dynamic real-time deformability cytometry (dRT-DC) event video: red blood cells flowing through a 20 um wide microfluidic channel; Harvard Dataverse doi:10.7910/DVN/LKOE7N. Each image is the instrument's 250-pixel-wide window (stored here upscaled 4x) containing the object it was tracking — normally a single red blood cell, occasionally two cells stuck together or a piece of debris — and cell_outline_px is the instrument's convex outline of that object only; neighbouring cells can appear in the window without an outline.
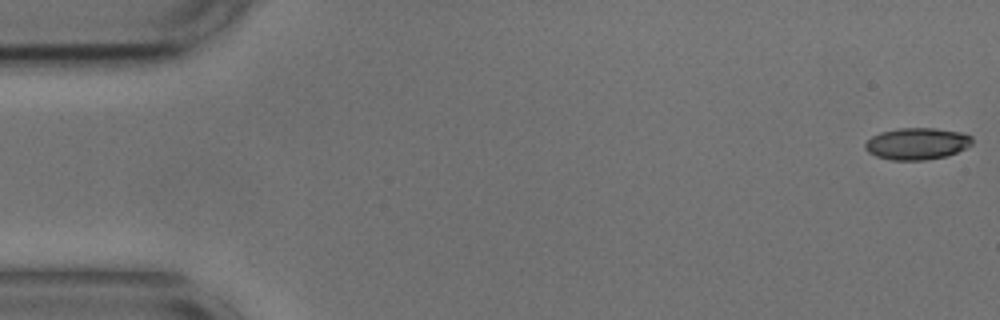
{"species": "common noctule bat (a hibernating species)", "species_latin": "Nyctalus noctula", "temperature_condition": "cold", "stored_images_in_passage": 54, "camera_frame_rate_fps": 3000, "um_per_image_px": 0.085, "animal": {"sex": "male", "body_mass_g": 17.9, "forearm_length_mm": 54.2}, "frame": {"image": 1, "passage_image": 1, "time_ms": 0.0, "image_size_px": [1000, 320], "cell_outline_px": [[972, 144], [956, 152], [944, 156], [924, 160], [892, 160], [876, 156], [868, 152], [864, 148], [864, 144], [872, 136], [880, 132], [900, 128], [932, 128], [960, 132], [972, 136]], "centroid_in_image_um": [77.91, 12.21], "position_along_channel_um": 7.1, "area_um2": 19.65}}
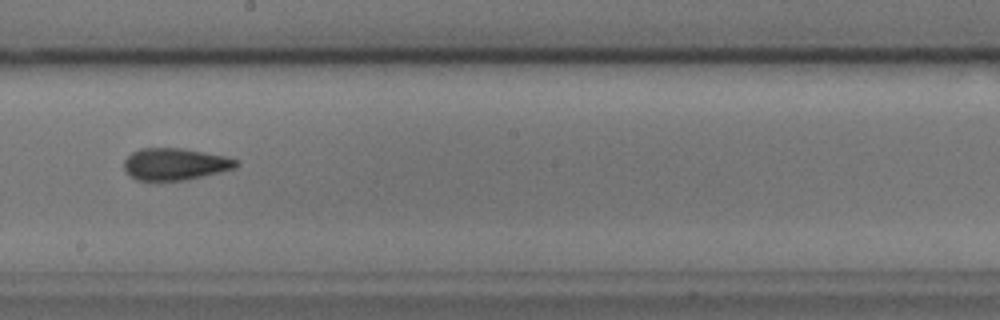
{"frame": {"image": 2, "passage_image": 30, "time_ms": 9.667, "image_size_px": [1000, 320], "cell_outline_px": [[240, 164], [236, 168], [220, 172], [184, 180], [136, 180], [124, 168], [124, 160], [132, 152], [140, 148], [180, 148], [224, 156], [240, 160]], "centroid_in_image_um": [14.9, 13.94], "position_along_channel_um": 233.3, "area_um2": 20.69}}
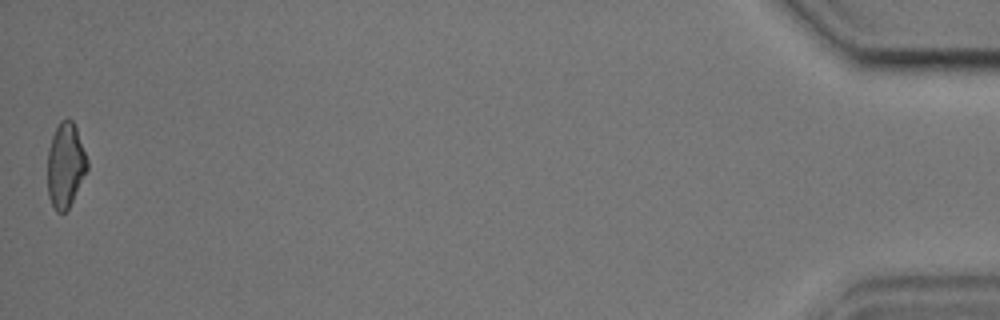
{"frame": {"image": 3, "passage_image": 54, "time_ms": 17.667, "image_size_px": [1000, 320], "cell_outline_px": [[88, 168], [68, 208], [64, 212], [56, 212], [48, 196], [48, 148], [52, 136], [60, 120], [68, 116], [72, 120], [76, 128], [88, 160]], "centroid_in_image_um": [5.56, 14.0], "position_along_channel_um": 429.6, "area_um2": 19.48}, "authors_computed_cell_mechanics": {"area_um2": 20.519, "velocity_mm_per_s": 3.6695, "shape_relaxation_time_tau1_ms": 8.7588, "shape_relaxation_time_tau2_ms": 2.9913, "deformation_change_tau1": 0.1946, "deformation_change_tau2": 0.1019}}